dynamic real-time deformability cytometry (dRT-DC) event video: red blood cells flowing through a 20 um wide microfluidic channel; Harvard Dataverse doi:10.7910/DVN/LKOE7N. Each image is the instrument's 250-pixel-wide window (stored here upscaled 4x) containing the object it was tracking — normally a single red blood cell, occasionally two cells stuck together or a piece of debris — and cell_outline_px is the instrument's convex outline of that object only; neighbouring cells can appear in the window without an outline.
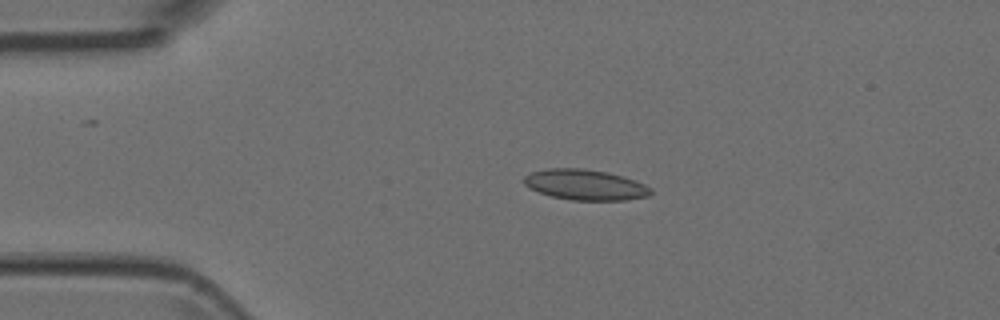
{"species": "Egyptian fruit bat (a non-hibernating species)", "species_latin": "Rousettus aegyptiacus", "temperature_condition": "room temperature", "stored_images_in_passage": 2, "camera_frame_rate_fps": 3000, "um_per_image_px": 0.085, "animal": {"sex": "female"}, "frame": {"image": 1, "passage_image": 1, "time_ms": 0.0, "image_size_px": [1000, 320], "cell_outline_px": [[652, 192], [648, 196], [628, 200], [572, 200], [552, 196], [528, 188], [524, 184], [524, 176], [532, 172], [548, 168], [584, 168], [608, 172], [636, 180], [652, 188]], "centroid_in_image_um": [49.76, 15.7], "position_along_channel_um": 35.2, "area_um2": 22.66}}